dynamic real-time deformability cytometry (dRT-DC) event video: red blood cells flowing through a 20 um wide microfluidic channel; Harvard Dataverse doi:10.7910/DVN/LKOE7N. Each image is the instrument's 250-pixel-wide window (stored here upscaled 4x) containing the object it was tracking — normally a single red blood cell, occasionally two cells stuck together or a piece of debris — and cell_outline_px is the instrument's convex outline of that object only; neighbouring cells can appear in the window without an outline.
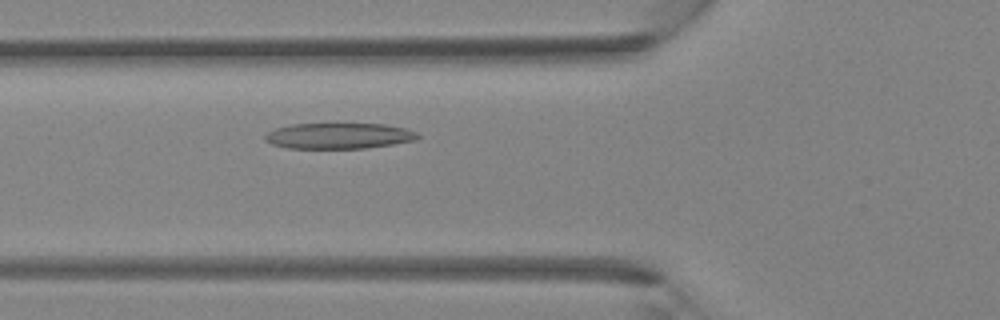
{"species": "Egyptian fruit bat (a non-hibernating species)", "species_latin": "Rousettus aegyptiacus", "temperature_condition": "room temperature", "stored_images_in_passage": 2, "camera_frame_rate_fps": 3000, "um_per_image_px": 0.085, "animal": {"sex": "female"}, "frame": {"image": 1, "passage_image": 2, "time_ms": 0.333, "image_size_px": [1000, 320], "cell_outline_px": [[420, 136], [416, 140], [392, 144], [364, 148], [288, 148], [272, 144], [264, 140], [264, 136], [268, 132], [276, 128], [292, 124], [384, 124], [404, 128], [416, 132]], "centroid_in_image_um": [28.78, 11.55], "position_along_channel_um": 97.0, "area_um2": 22.77}}